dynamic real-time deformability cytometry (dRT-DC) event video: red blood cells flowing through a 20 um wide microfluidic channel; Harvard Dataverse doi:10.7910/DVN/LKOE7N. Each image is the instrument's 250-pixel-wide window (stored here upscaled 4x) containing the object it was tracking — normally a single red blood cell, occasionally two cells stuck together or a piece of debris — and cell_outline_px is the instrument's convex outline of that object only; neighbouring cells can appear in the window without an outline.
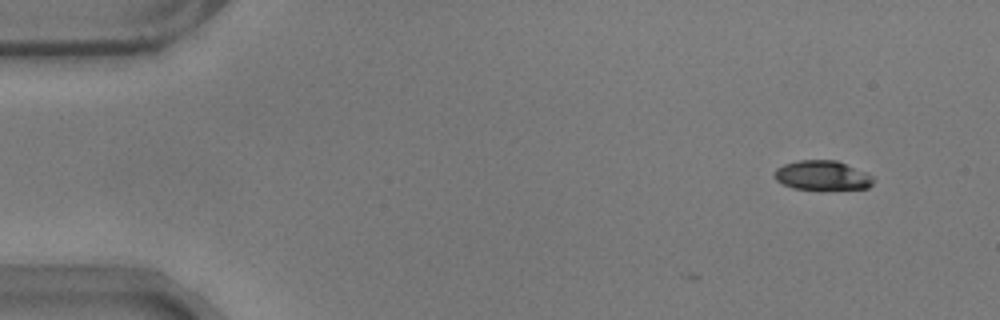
{"species": "common noctule bat (a hibernating species)", "species_latin": "Nyctalus noctula", "temperature_condition": "warm", "stored_images_in_passage": 8, "camera_frame_rate_fps": 3000, "um_per_image_px": 0.085, "animal": {"sex": "male", "body_mass_g": 17.9}, "frame": {"image": 1, "passage_image": 1, "time_ms": 0.0, "image_size_px": [1000, 320], "cell_outline_px": [[872, 184], [868, 188], [792, 188], [776, 180], [772, 176], [776, 168], [784, 164], [800, 160], [836, 160], [868, 172], [872, 176]], "centroid_in_image_um": [69.87, 14.88], "position_along_channel_um": 15.1, "area_um2": 16.7}}